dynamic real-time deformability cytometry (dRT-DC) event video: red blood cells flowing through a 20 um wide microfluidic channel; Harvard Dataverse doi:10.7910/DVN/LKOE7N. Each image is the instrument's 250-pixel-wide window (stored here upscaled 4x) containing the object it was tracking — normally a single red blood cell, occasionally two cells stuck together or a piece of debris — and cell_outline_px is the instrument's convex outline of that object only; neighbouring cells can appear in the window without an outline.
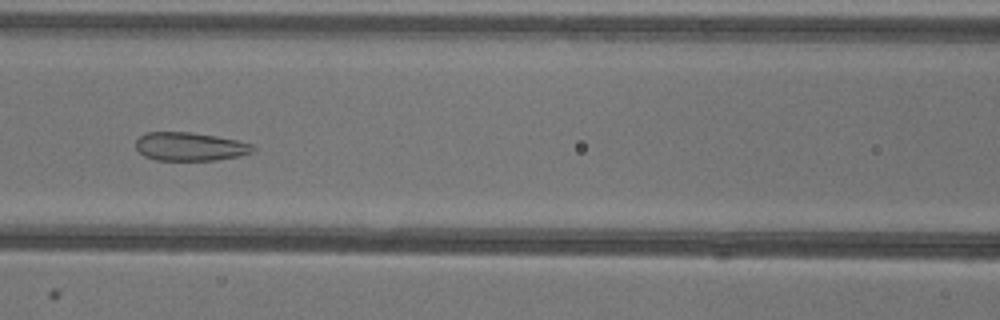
{"species": "common noctule bat (a hibernating species)", "species_latin": "Nyctalus noctula", "temperature_condition": "warm", "stored_images_in_passage": 27, "camera_frame_rate_fps": 3000, "um_per_image_px": 0.085, "animal": {"sex": "female"}, "frame": {"image": 1, "passage_image": 8, "time_ms": 2.333, "image_size_px": [1000, 320], "cell_outline_px": [[256, 148], [252, 152], [236, 156], [216, 160], [156, 160], [144, 156], [136, 148], [136, 140], [144, 132], [192, 132], [216, 136], [236, 140], [252, 144]], "centroid_in_image_um": [16.12, 12.45], "position_along_channel_um": 150.5, "area_um2": 19.36}}
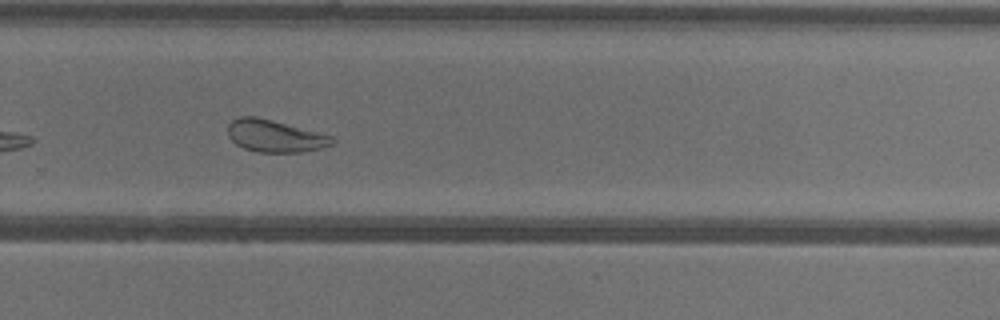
{"frame": {"image": 2, "passage_image": 20, "time_ms": 6.333, "image_size_px": [1000, 320], "cell_outline_px": [[336, 140], [332, 144], [320, 148], [304, 152], [256, 152], [244, 148], [236, 144], [228, 136], [228, 124], [232, 120], [240, 116], [256, 116], [272, 120], [332, 136]], "centroid_in_image_um": [23.34, 11.56], "position_along_channel_um": 306.5, "area_um2": 19.48}, "authors_computed_cell_mechanics": {"area_um2": 19.8832, "velocity_mm_per_s": 3.915, "shape_relaxation_time_tau1_ms": null, "shape_relaxation_time_tau2_ms": 1.076, "deformation_change_tau1": null, "deformation_change_tau2": 0.0815}}